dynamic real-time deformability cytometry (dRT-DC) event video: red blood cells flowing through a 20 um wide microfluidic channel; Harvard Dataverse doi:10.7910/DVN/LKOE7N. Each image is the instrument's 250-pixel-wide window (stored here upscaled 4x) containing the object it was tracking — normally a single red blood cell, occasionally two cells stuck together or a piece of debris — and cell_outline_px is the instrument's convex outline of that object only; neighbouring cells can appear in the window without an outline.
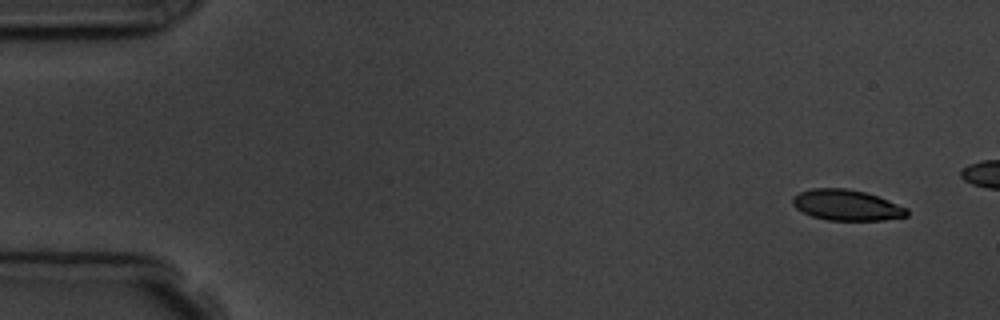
{"species": "common noctule bat (a hibernating species)", "species_latin": "Nyctalus noctula", "temperature_condition": "room temperature", "stored_images_in_passage": 5, "camera_frame_rate_fps": 3000, "um_per_image_px": 0.085, "animal": {"sex": "male", "body_mass_g": 19.5, "forearm_length_mm": 54.6}, "frame": {"image": 1, "passage_image": 1, "time_ms": 0.0, "image_size_px": [1000, 320], "cell_outline_px": [[908, 216], [884, 220], [828, 220], [812, 216], [796, 208], [792, 204], [792, 196], [800, 192], [812, 188], [848, 188], [864, 192], [888, 200], [908, 208]], "centroid_in_image_um": [71.96, 17.43], "position_along_channel_um": 13.0, "area_um2": 20.46}}